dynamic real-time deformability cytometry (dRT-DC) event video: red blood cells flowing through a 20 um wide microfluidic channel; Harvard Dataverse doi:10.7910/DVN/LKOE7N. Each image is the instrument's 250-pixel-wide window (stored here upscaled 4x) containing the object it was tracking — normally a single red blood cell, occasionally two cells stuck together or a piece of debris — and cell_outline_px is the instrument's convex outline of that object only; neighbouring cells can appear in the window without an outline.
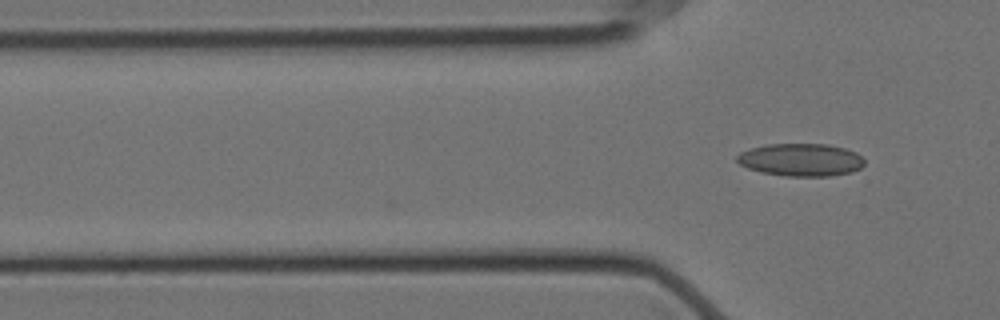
{"species": "Egyptian fruit bat (a non-hibernating species)", "species_latin": "Rousettus aegyptiacus", "temperature_condition": "cold", "stored_images_in_passage": 5, "camera_frame_rate_fps": 3000, "um_per_image_px": 0.085, "animal": {"sex": "female"}, "frame": {"image": 1, "passage_image": 5, "time_ms": 1.333, "image_size_px": [1000, 320], "cell_outline_px": [[864, 164], [860, 168], [852, 172], [828, 176], [788, 176], [760, 172], [748, 168], [740, 164], [736, 160], [736, 156], [740, 152], [752, 148], [768, 144], [828, 144], [844, 148], [856, 152], [864, 160]], "centroid_in_image_um": [68.07, 13.58], "position_along_channel_um": 57.7, "area_um2": 24.22}}